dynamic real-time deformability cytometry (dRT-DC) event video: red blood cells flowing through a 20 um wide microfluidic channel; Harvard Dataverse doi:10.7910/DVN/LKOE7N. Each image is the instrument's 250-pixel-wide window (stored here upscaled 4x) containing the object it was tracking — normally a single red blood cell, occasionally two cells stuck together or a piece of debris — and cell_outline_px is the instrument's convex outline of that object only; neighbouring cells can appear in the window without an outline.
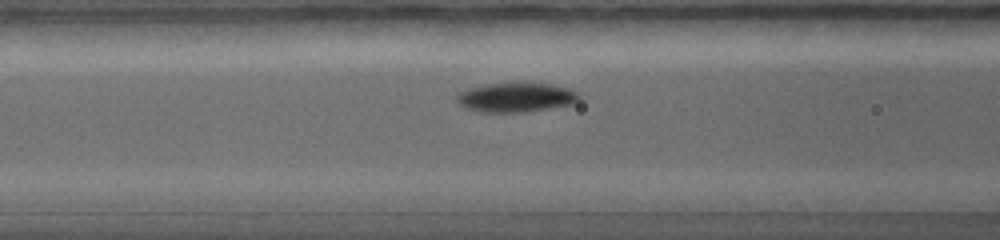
{"species": "common noctule bat (a hibernating species)", "species_latin": "Nyctalus noctula", "temperature_condition": "warm", "stored_images_in_passage": 4, "camera_frame_rate_fps": 5000, "um_per_image_px": 0.085, "animal": {"sex": "female", "body_mass_g": 19.0, "forearm_length_mm": 56.7}, "frame": {"image": 1, "passage_image": 3, "time_ms": 0.8, "image_size_px": [1000, 240], "cell_outline_px": [[580, 100], [572, 104], [524, 112], [480, 112], [468, 108], [460, 104], [456, 100], [456, 96], [460, 92], [468, 88], [484, 84], [528, 80], [552, 84], [568, 88], [580, 92]], "centroid_in_image_um": [43.9, 8.23], "position_along_channel_um": 122.7, "area_um2": 21.68}}